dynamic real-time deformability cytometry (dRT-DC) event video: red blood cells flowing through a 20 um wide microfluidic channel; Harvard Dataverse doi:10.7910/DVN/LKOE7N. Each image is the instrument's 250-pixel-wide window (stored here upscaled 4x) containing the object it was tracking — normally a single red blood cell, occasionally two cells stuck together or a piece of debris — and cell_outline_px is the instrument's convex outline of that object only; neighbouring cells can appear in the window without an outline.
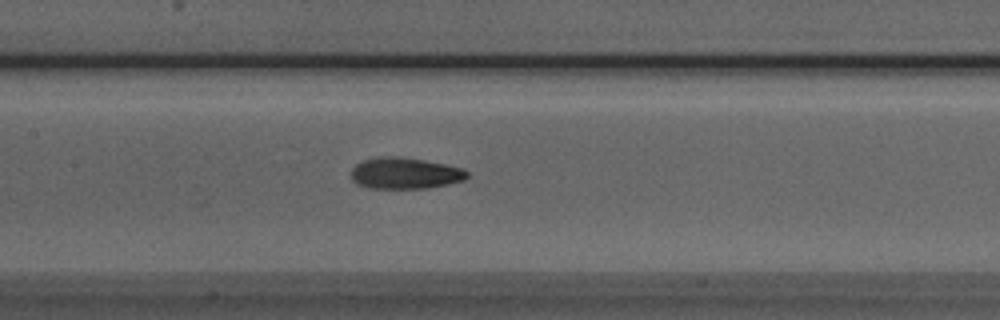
{"species": "Egyptian fruit bat (a non-hibernating species)", "species_latin": "Rousettus aegyptiacus", "temperature_condition": "room temperature", "stored_images_in_passage": 5, "camera_frame_rate_fps": 3000, "um_per_image_px": 0.085, "animal": {"sex": "male"}, "frame": {"image": 1, "passage_image": 5, "time_ms": 4.667, "image_size_px": [1000, 320], "cell_outline_px": [[468, 176], [464, 180], [448, 184], [428, 188], [368, 188], [356, 184], [352, 180], [352, 168], [356, 164], [364, 160], [380, 156], [400, 156], [424, 160], [464, 168], [468, 172]], "centroid_in_image_um": [34.42, 14.72], "position_along_channel_um": 173.0, "area_um2": 21.27}}